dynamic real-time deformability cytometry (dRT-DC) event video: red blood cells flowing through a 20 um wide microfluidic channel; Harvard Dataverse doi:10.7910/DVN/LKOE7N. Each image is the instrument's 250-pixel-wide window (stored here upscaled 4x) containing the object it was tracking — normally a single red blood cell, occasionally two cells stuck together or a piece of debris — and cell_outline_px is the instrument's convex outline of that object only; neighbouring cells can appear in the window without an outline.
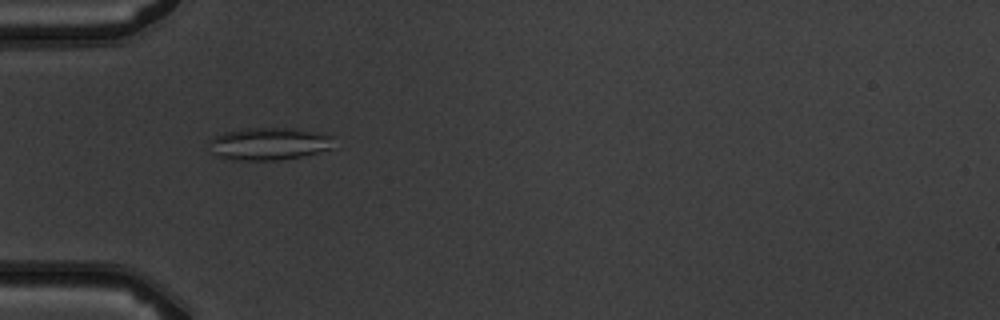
{"species": "common noctule bat (a hibernating species)", "species_latin": "Nyctalus noctula", "temperature_condition": "warm", "stored_images_in_passage": 7, "camera_frame_rate_fps": 3000, "um_per_image_px": 0.085, "animal": {"sex": "male", "body_mass_g": 19.5, "forearm_length_mm": 54.6}, "frame": {"image": 1, "passage_image": 5, "time_ms": 4.667, "image_size_px": [1000, 320], "cell_outline_px": [[332, 148], [300, 156], [280, 160], [232, 160], [220, 156], [212, 152], [208, 140], [224, 132], [244, 128], [296, 128], [332, 136]], "centroid_in_image_um": [22.82, 12.21], "position_along_channel_um": 62.2, "area_um2": 23.35}}
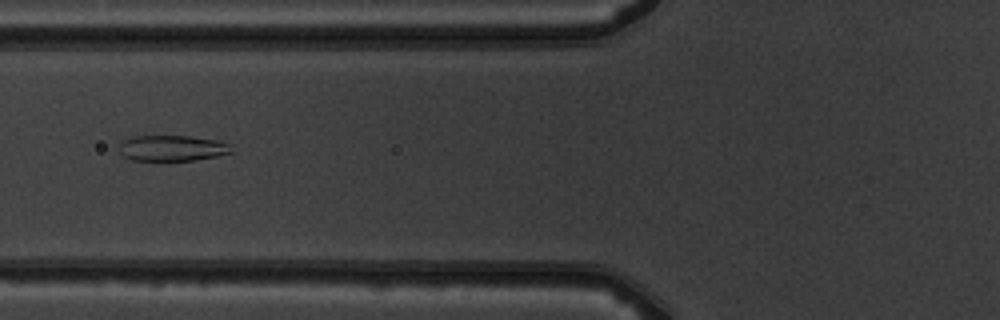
{"frame": {"image": 2, "passage_image": 6, "time_ms": 6.0, "image_size_px": [1000, 320], "cell_outline_px": [[232, 152], [216, 156], [196, 160], [132, 160], [124, 156], [120, 152], [120, 144], [124, 140], [132, 136], [192, 136], [216, 140], [228, 144]], "centroid_in_image_um": [14.62, 12.59], "position_along_channel_um": 111.2, "area_um2": 16.65}}